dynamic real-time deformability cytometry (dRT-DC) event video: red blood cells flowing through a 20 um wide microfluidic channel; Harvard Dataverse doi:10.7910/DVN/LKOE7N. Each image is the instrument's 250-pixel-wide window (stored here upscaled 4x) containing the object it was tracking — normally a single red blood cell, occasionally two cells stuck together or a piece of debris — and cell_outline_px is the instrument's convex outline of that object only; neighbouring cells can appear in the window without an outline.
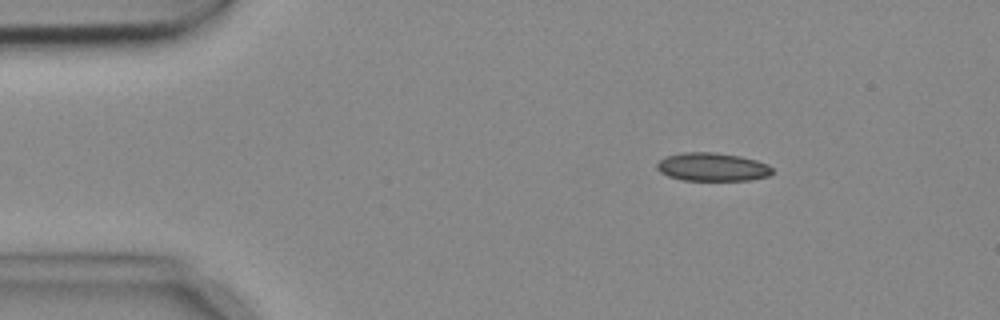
{"species": "common noctule bat (a hibernating species)", "species_latin": "Nyctalus noctula", "temperature_condition": "cold", "stored_images_in_passage": 5, "segment_of_instrument_passage": [1, 2], "camera_frame_rate_fps": 3000, "um_per_image_px": 0.085, "animal": {"sex": "female", "body_mass_g": 18.4}, "frame": {"image": 1, "passage_image": 2, "time_ms": 0.333, "image_size_px": [1000, 320], "cell_outline_px": [[772, 172], [768, 176], [748, 180], [684, 180], [668, 176], [660, 172], [656, 168], [656, 164], [660, 160], [668, 156], [684, 152], [716, 152], [740, 156], [756, 160], [768, 164], [772, 168]], "centroid_in_image_um": [60.55, 14.19], "position_along_channel_um": 24.5, "area_um2": 18.96}}